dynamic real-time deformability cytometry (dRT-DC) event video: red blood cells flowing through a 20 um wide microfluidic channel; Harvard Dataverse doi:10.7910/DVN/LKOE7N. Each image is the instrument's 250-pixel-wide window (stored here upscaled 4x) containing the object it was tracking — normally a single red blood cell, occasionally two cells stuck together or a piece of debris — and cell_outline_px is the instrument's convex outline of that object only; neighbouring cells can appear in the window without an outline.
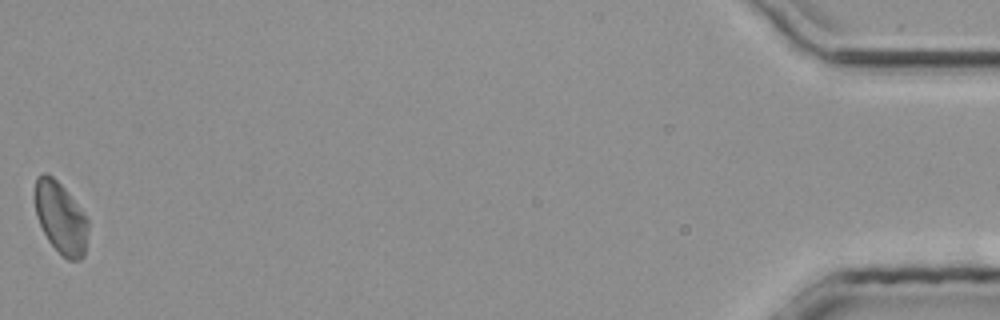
{"species": "common noctule bat (a hibernating species)", "species_latin": "Nyctalus noctula", "temperature_condition": "room temperature", "stored_images_in_passage": 33, "camera_frame_rate_fps": 3000, "um_per_image_px": 0.085, "animal": {"sex": "male", "body_mass_g": 20.4}, "frame": {"image": 1, "passage_image": 33, "time_ms": 10.667, "image_size_px": [1000, 320], "cell_outline_px": [[88, 228], [84, 256], [80, 260], [68, 260], [48, 240], [40, 224], [36, 212], [36, 176], [44, 172], [52, 176], [64, 188], [88, 220]], "centroid_in_image_um": [5.17, 18.52], "position_along_channel_um": 430.0, "area_um2": 21.56}}